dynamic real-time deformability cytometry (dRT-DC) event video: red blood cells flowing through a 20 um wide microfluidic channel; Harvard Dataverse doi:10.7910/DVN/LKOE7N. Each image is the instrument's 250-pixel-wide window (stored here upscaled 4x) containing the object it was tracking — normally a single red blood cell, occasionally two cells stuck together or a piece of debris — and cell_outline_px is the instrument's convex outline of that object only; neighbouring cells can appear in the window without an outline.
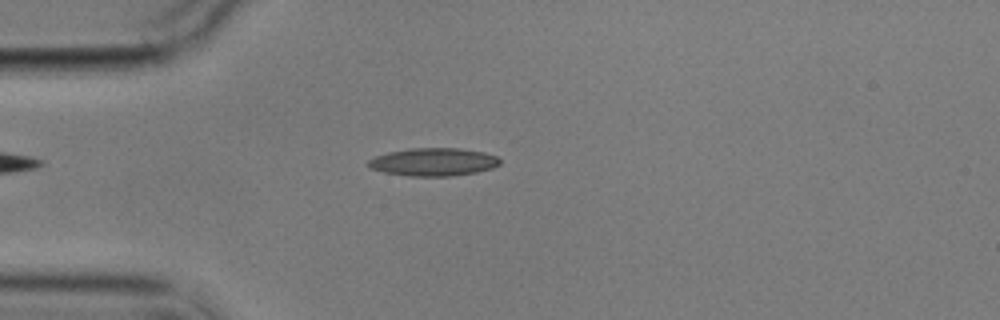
{"species": "common noctule bat (a hibernating species)", "species_latin": "Nyctalus noctula", "temperature_condition": "cold", "stored_images_in_passage": 4, "camera_frame_rate_fps": 3000, "um_per_image_px": 0.085, "animal": {"sex": "male", "body_mass_g": 17.9}, "frame": {"image": 1, "passage_image": 3, "time_ms": 2.333, "image_size_px": [1000, 320], "cell_outline_px": [[500, 164], [492, 168], [476, 172], [452, 176], [408, 176], [384, 172], [372, 168], [368, 164], [368, 160], [376, 156], [388, 152], [408, 148], [460, 148], [484, 152], [496, 156], [500, 160]], "centroid_in_image_um": [36.86, 13.76], "position_along_channel_um": 48.1, "area_um2": 21.39}}